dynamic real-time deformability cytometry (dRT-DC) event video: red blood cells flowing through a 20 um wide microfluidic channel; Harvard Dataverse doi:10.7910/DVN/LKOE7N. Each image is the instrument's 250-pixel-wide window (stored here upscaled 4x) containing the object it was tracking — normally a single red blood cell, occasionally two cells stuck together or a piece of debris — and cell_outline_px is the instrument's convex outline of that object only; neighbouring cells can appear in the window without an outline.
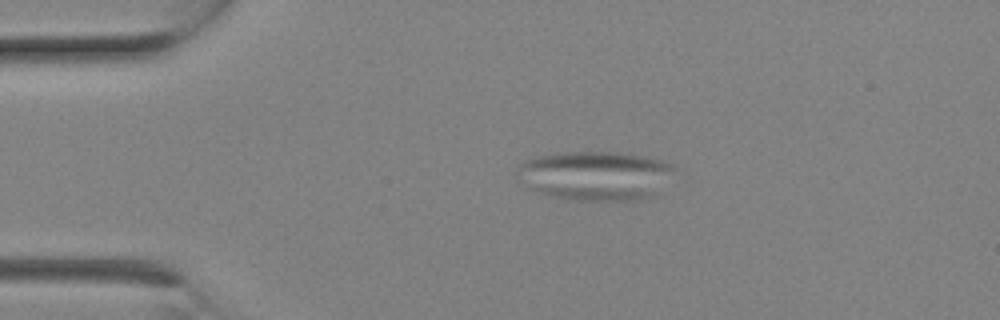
{"species": "Egyptian fruit bat (a non-hibernating species)", "species_latin": "Rousettus aegyptiacus", "temperature_condition": "room temperature", "stored_images_in_passage": 7, "camera_frame_rate_fps": 3000, "um_per_image_px": 0.085, "animal": {"sex": "female"}, "frame": {"image": 1, "passage_image": 5, "time_ms": 1.333, "image_size_px": [1000, 320], "cell_outline_px": [[676, 168], [656, 196], [636, 200], [568, 200], [548, 196], [532, 188], [516, 168], [524, 160], [540, 156], [560, 152], [620, 152], [660, 160], [672, 164]], "centroid_in_image_um": [50.68, 14.93], "position_along_channel_um": 34.3, "area_um2": 44.74}}